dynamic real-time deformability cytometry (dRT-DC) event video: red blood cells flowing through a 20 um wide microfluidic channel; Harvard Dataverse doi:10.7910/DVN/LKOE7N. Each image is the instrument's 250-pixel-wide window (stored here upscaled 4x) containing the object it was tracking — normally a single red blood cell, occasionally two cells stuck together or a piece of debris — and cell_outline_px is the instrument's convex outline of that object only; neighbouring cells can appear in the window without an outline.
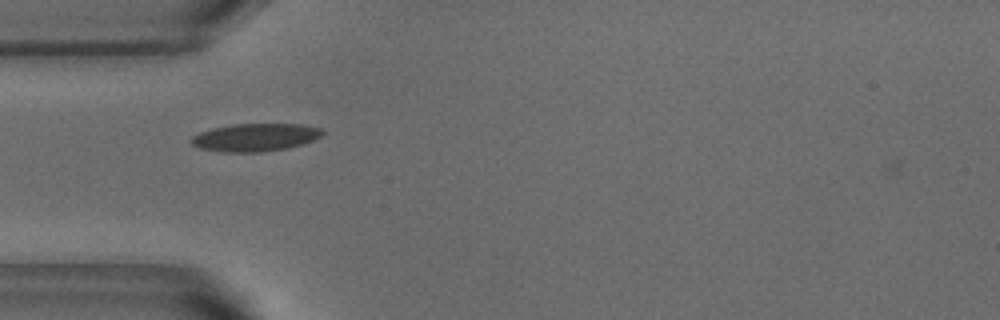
{"species": "common noctule bat (a hibernating species)", "species_latin": "Nyctalus noctula", "temperature_condition": "warm", "stored_images_in_passage": 39, "camera_frame_rate_fps": 3000, "um_per_image_px": 0.085, "animal": {"sex": "male", "body_mass_g": 18.8}, "frame": {"image": 1, "passage_image": 2, "time_ms": 0.333, "image_size_px": [1000, 320], "cell_outline_px": [[324, 132], [320, 136], [312, 140], [288, 148], [260, 152], [220, 152], [200, 148], [192, 144], [188, 140], [192, 136], [200, 132], [212, 128], [232, 124], [300, 124], [320, 128]], "centroid_in_image_um": [21.64, 11.67], "position_along_channel_um": 63.4, "area_um2": 21.21}}
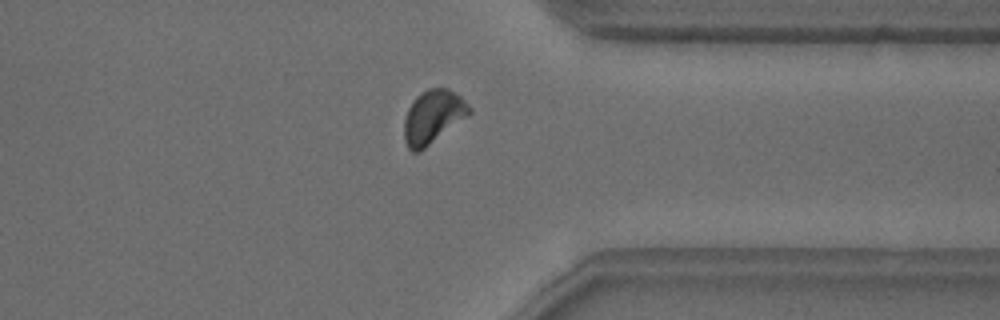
{"frame": {"image": 2, "passage_image": 27, "time_ms": 8.667, "image_size_px": [1000, 320], "cell_outline_px": [[472, 112], [468, 116], [420, 152], [412, 152], [408, 148], [404, 140], [404, 120], [408, 108], [412, 100], [420, 92], [428, 88], [448, 88], [460, 96], [472, 108]], "centroid_in_image_um": [36.79, 9.93], "position_along_channel_um": 374.6, "area_um2": 20.46}}
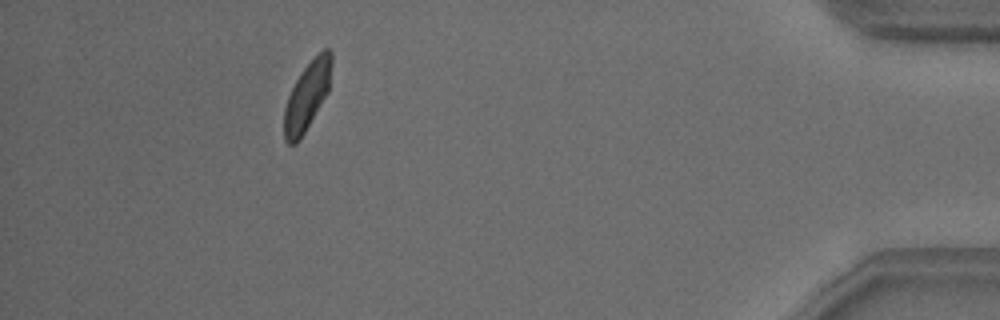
{"frame": {"image": 3, "passage_image": 34, "time_ms": 11.0, "image_size_px": [1000, 320], "cell_outline_px": [[332, 64], [328, 92], [300, 140], [296, 144], [288, 144], [284, 140], [284, 108], [288, 96], [300, 72], [324, 48], [328, 48], [332, 52]], "centroid_in_image_um": [26.1, 8.18], "position_along_channel_um": 409.1, "area_um2": 18.79}, "authors_computed_cell_mechanics": {"area_um2": 19.8254, "velocity_mm_per_s": 3.794, "shape_relaxation_time_tau1_ms": 3.8616, "shape_relaxation_time_tau2_ms": 1.2639, "deformation_change_tau1": 0.1237, "deformation_change_tau2": 0.0592}}